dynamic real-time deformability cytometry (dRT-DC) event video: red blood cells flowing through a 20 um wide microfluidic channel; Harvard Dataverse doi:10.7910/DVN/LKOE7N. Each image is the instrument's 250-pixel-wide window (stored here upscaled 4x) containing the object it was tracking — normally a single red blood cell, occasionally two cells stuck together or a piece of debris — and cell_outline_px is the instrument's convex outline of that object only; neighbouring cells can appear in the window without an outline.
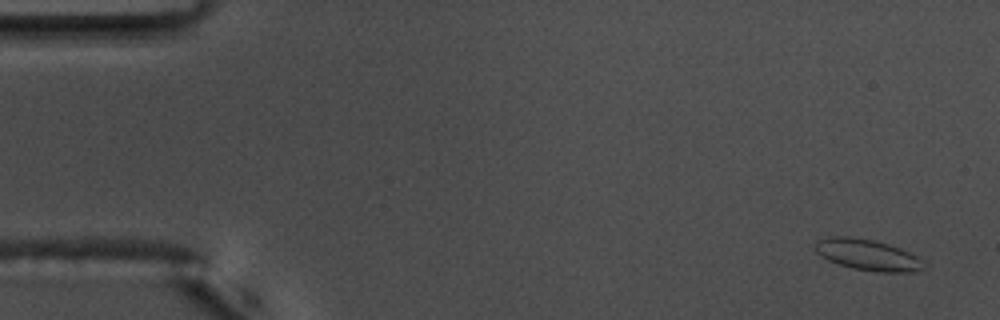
{"species": "common noctule bat (a hibernating species)", "species_latin": "Nyctalus noctula", "temperature_condition": "warm", "stored_images_in_passage": 55, "camera_frame_rate_fps": 3000, "um_per_image_px": 0.085, "animal": {"sex": "male", "body_mass_g": 17.5, "forearm_length_mm": 52.3}, "frame": {"image": 1, "passage_image": 1, "time_ms": 0.0, "image_size_px": [1000, 320], "cell_outline_px": [[924, 268], [912, 272], [876, 272], [852, 268], [828, 260], [820, 256], [812, 248], [812, 244], [816, 240], [828, 236], [848, 236], [872, 240], [888, 244], [900, 248], [916, 256], [920, 260]], "centroid_in_image_um": [73.64, 21.65], "position_along_channel_um": 11.4, "area_um2": 19.71}}
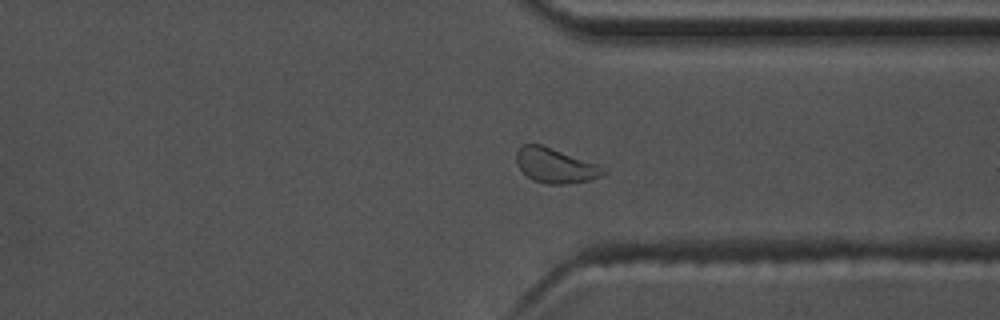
{"frame": {"image": 2, "passage_image": 41, "time_ms": 13.333, "image_size_px": [1000, 320], "cell_outline_px": [[608, 172], [592, 180], [564, 184], [548, 184], [532, 180], [520, 168], [516, 160], [516, 152], [524, 144], [540, 144], [600, 164]], "centroid_in_image_um": [47.25, 14.08], "position_along_channel_um": 364.2, "area_um2": 17.63}, "authors_computed_cell_mechanics": {"area_um2": 17.629, "velocity_mm_per_s": 3.6235, "shape_relaxation_time_tau1_ms": 4.7525, "shape_relaxation_time_tau2_ms": 1.2523, "deformation_change_tau1": 0.0553, "deformation_change_tau2": 0.0508}}